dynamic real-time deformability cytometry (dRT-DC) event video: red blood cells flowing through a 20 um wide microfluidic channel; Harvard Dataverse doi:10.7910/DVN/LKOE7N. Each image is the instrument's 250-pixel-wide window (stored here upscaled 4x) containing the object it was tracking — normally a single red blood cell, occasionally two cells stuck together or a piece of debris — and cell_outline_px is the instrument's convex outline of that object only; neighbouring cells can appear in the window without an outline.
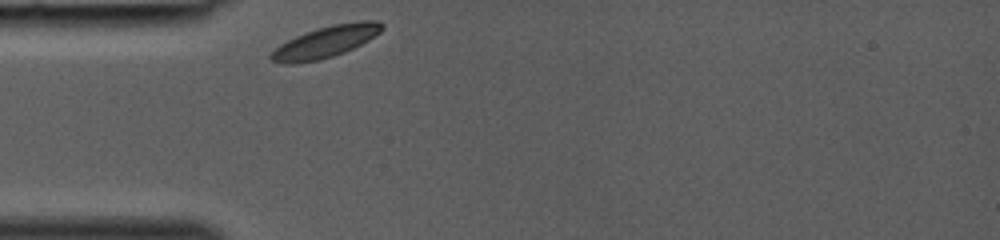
{"species": "common noctule bat (a hibernating species)", "species_latin": "Nyctalus noctula", "temperature_condition": "room temperature", "stored_images_in_passage": 24, "camera_frame_rate_fps": 3000, "um_per_image_px": 0.085, "animal": {"sex": "female", "body_mass_g": 19.0, "forearm_length_mm": 53.3}, "frame": {"image": 1, "passage_image": 1, "time_ms": 0.0, "image_size_px": [1000, 240], "cell_outline_px": [[384, 28], [380, 32], [368, 40], [344, 52], [332, 56], [316, 60], [296, 64], [280, 64], [268, 60], [268, 56], [280, 44], [296, 36], [332, 24], [364, 20], [376, 20], [384, 24]], "centroid_in_image_um": [27.65, 3.56], "position_along_channel_um": 57.3, "area_um2": 20.23}}
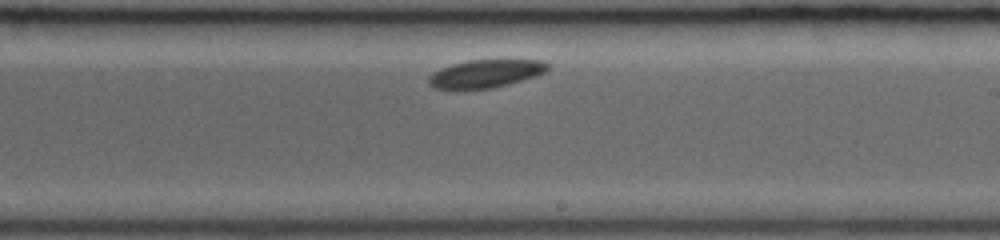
{"frame": {"image": 2, "passage_image": 14, "time_ms": 4.333, "image_size_px": [1000, 240], "cell_outline_px": [[552, 68], [536, 76], [508, 84], [492, 88], [432, 88], [428, 84], [428, 76], [432, 72], [440, 68], [452, 64], [468, 60], [540, 60], [552, 64]], "centroid_in_image_um": [41.3, 6.24], "position_along_channel_um": 247.7, "area_um2": 19.42}}
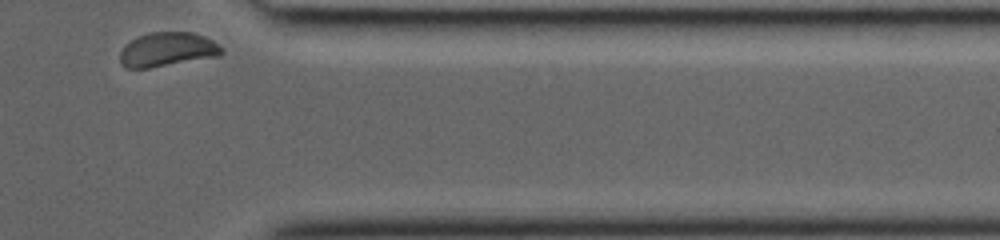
{"frame": {"image": 3, "passage_image": 24, "time_ms": 7.667, "image_size_px": [1000, 240], "cell_outline_px": [[224, 52], [216, 56], [148, 68], [124, 68], [120, 64], [120, 52], [132, 40], [148, 32], [192, 32], [204, 36], [212, 40], [224, 48]], "centroid_in_image_um": [14.23, 4.2], "position_along_channel_um": 397.2, "area_um2": 20.0}}